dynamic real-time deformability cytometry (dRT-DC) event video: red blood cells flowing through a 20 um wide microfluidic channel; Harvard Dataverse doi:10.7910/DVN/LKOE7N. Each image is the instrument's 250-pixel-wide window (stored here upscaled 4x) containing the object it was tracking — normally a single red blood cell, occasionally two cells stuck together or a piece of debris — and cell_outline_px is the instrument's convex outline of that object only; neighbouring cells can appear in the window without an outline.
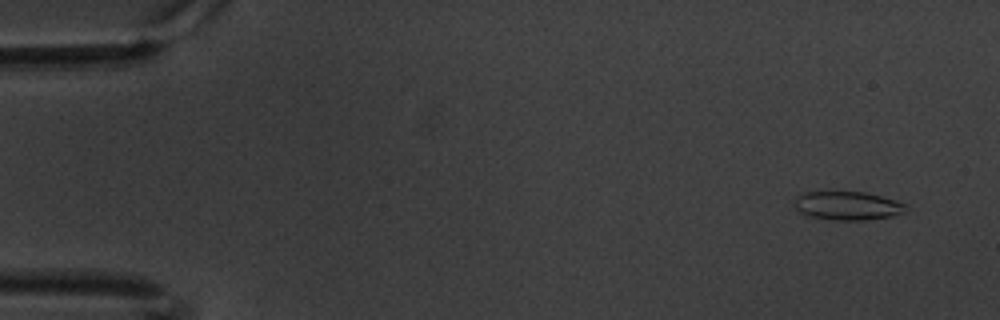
{"species": "common noctule bat (a hibernating species)", "species_latin": "Nyctalus noctula", "temperature_condition": "warm", "stored_images_in_passage": 60, "camera_frame_rate_fps": 3000, "um_per_image_px": 0.085, "animal": {"sex": "male", "body_mass_g": 20.1, "forearm_length_mm": 53.5}, "frame": {"image": 1, "passage_image": 4, "time_ms": 1.0, "image_size_px": [1000, 320], "cell_outline_px": [[904, 204], [900, 212], [892, 216], [864, 220], [836, 220], [808, 216], [800, 212], [796, 208], [796, 196], [804, 192], [864, 192], [896, 200]], "centroid_in_image_um": [71.97, 17.48], "position_along_channel_um": 13.0, "area_um2": 18.09}}
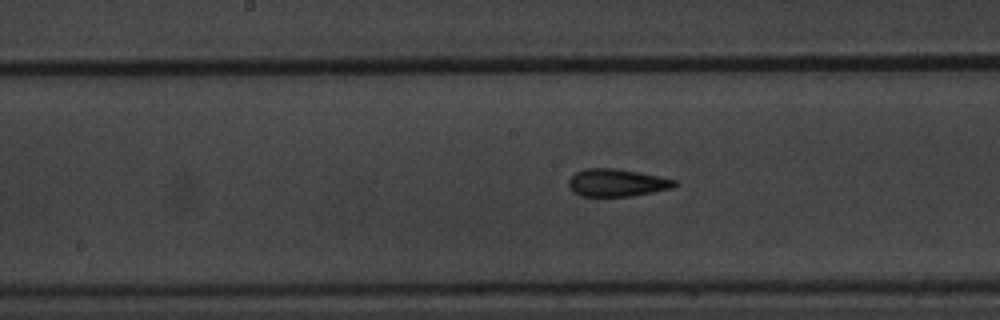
{"frame": {"image": 2, "passage_image": 31, "time_ms": 10.0, "image_size_px": [1000, 320], "cell_outline_px": [[680, 184], [672, 188], [632, 196], [580, 196], [572, 192], [568, 184], [568, 180], [576, 172], [584, 168], [616, 168], [660, 176], [676, 180]], "centroid_in_image_um": [52.43, 15.53], "position_along_channel_um": 195.8, "area_um2": 17.17}}
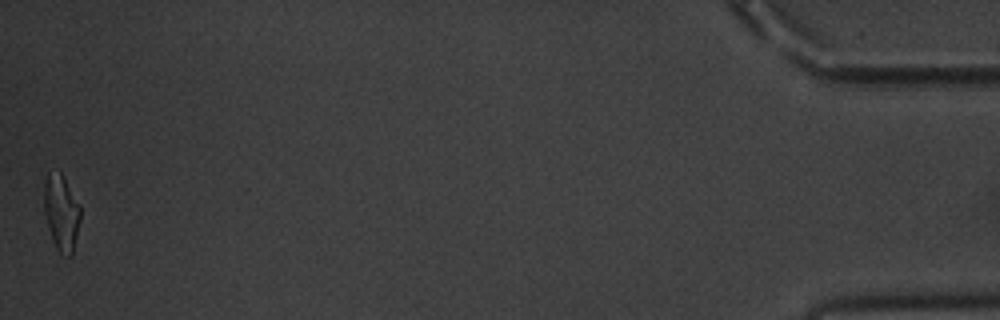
{"frame": {"image": 3, "passage_image": 60, "time_ms": 19.667, "image_size_px": [1000, 320], "cell_outline_px": [[80, 220], [72, 256], [68, 256], [60, 252], [56, 248], [52, 240], [48, 228], [44, 212], [44, 184], [48, 172], [60, 172], [80, 204]], "centroid_in_image_um": [5.21, 18.08], "position_along_channel_um": 430.0, "area_um2": 16.01}, "authors_computed_cell_mechanics": {"area_um2": 17.1377, "velocity_mm_per_s": 3.3801, "shape_relaxation_time_tau1_ms": 7.8944, "shape_relaxation_time_tau2_ms": 2.4157, "deformation_change_tau1": 0.197, "deformation_change_tau2": 0.0966}}